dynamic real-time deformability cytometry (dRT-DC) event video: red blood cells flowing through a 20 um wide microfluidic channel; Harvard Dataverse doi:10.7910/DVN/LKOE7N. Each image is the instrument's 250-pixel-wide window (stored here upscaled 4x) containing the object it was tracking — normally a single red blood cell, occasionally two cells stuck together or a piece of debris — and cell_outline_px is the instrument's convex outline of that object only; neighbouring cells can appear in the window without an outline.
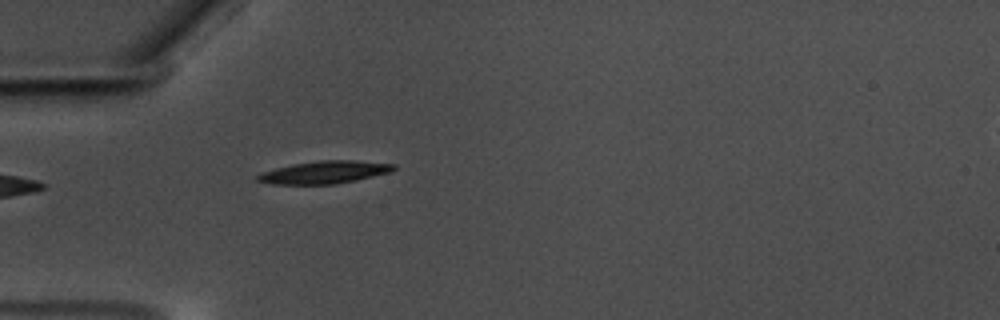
{"species": "common noctule bat (a hibernating species)", "species_latin": "Nyctalus noctula", "temperature_condition": "warm", "stored_images_in_passage": 25, "camera_frame_rate_fps": 3000, "um_per_image_px": 0.085, "animal": {"sex": "male", "body_mass_g": 17.5, "forearm_length_mm": 52.3}, "frame": {"image": 1, "passage_image": 1, "time_ms": 0.0, "image_size_px": [1000, 320], "cell_outline_px": [[396, 168], [388, 172], [356, 180], [336, 184], [272, 184], [256, 180], [256, 176], [260, 172], [292, 164], [320, 160], [356, 160], [396, 164]], "centroid_in_image_um": [27.55, 14.63], "position_along_channel_um": 57.4, "area_um2": 17.86}}
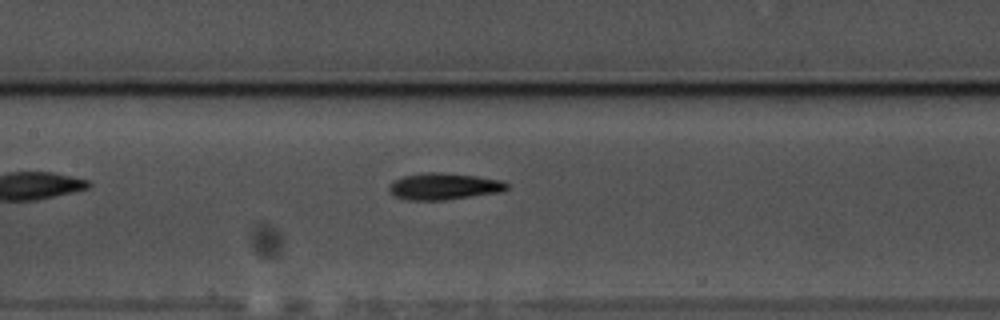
{"frame": {"image": 2, "passage_image": 11, "time_ms": 3.333, "image_size_px": [1000, 320], "cell_outline_px": [[508, 188], [504, 192], [444, 200], [404, 200], [392, 196], [388, 192], [388, 188], [396, 180], [404, 176], [424, 172], [440, 172], [476, 176], [500, 180], [508, 184]], "centroid_in_image_um": [37.72, 15.85], "position_along_channel_um": 169.7, "area_um2": 18.44}}
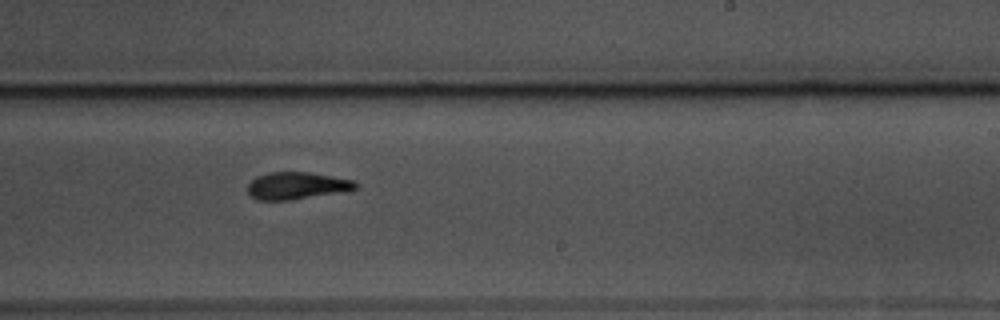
{"frame": {"image": 3, "passage_image": 19, "time_ms": 6.0, "image_size_px": [1000, 320], "cell_outline_px": [[356, 188], [292, 200], [256, 200], [248, 192], [248, 184], [256, 176], [268, 172], [308, 172], [332, 176], [352, 180], [356, 184]], "centroid_in_image_um": [25.13, 15.77], "position_along_channel_um": 263.9, "area_um2": 16.7}}